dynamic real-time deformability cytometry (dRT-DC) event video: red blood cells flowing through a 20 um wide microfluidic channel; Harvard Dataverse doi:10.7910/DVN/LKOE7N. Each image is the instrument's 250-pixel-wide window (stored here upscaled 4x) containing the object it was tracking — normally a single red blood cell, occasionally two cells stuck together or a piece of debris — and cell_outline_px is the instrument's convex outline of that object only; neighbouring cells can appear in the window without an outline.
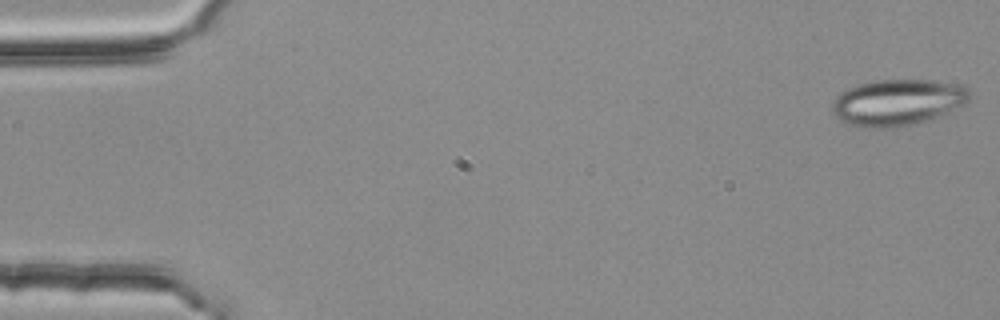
{"species": "common noctule bat (a hibernating species)", "species_latin": "Nyctalus noctula", "temperature_condition": "room temperature", "stored_images_in_passage": 4, "camera_frame_rate_fps": 3000, "um_per_image_px": 0.085, "animal": {"sex": "female", "body_mass_g": 25.1}, "frame": {"image": 1, "passage_image": 1, "time_ms": 0.0, "image_size_px": [1000, 320], "cell_outline_px": [[968, 100], [964, 104], [936, 116], [912, 124], [892, 128], [864, 128], [848, 124], [840, 120], [832, 112], [832, 100], [840, 92], [848, 88], [872, 80], [936, 80], [956, 84], [968, 88]], "centroid_in_image_um": [76.21, 8.7], "position_along_channel_um": 8.8, "area_um2": 36.82}}